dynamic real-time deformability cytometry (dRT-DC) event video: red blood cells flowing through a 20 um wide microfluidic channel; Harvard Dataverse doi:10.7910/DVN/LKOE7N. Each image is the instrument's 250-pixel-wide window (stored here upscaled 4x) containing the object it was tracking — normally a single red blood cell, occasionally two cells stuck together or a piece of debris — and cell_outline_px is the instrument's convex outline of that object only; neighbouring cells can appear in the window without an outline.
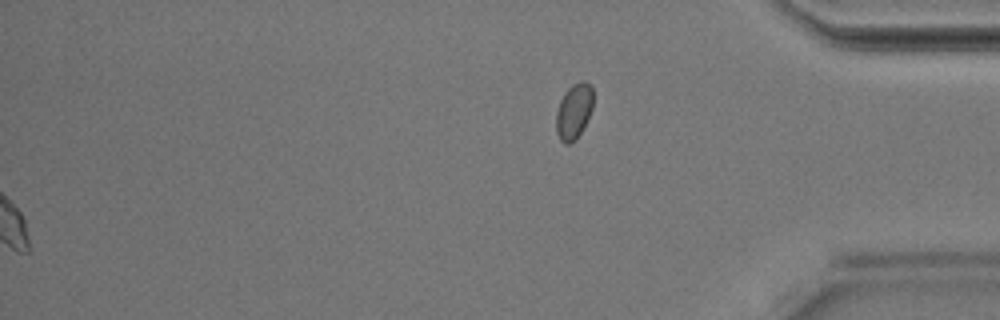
{"species": "Egyptian fruit bat (a non-hibernating species)", "species_latin": "Rousettus aegyptiacus", "temperature_condition": "room temperature", "stored_images_in_passage": 30, "segment_of_instrument_passage": [2, 2], "camera_frame_rate_fps": 3000, "um_per_image_px": 0.085, "animal": {"sex": "male"}, "frame": {"image": 1, "passage_image": 30, "time_ms": 9.667, "image_size_px": [1000, 320], "cell_outline_px": [[592, 108], [580, 132], [568, 144], [564, 144], [560, 140], [556, 132], [556, 112], [560, 100], [564, 92], [572, 84], [580, 80], [584, 80], [592, 88]], "centroid_in_image_um": [48.74, 9.42], "position_along_channel_um": 386.5, "area_um2": 11.73}}